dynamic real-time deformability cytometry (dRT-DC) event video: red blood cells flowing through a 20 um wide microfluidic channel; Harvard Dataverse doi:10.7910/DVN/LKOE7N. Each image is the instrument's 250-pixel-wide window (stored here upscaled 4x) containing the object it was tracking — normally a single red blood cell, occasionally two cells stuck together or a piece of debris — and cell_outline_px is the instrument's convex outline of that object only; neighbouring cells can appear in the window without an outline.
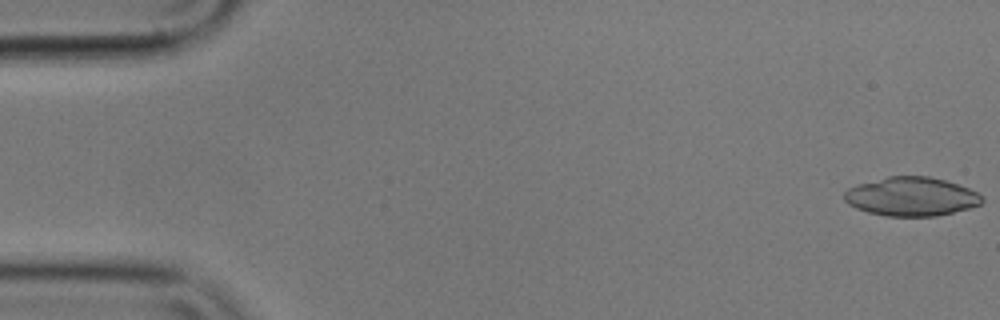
{"species": "common noctule bat (a hibernating species)", "species_latin": "Nyctalus noctula", "temperature_condition": "cold", "stored_images_in_passage": 56, "camera_frame_rate_fps": 3000, "um_per_image_px": 0.085, "animal": {"sex": "male", "body_mass_g": 17.9}, "frame": {"image": 1, "passage_image": 1, "time_ms": 0.0, "image_size_px": [1000, 320], "cell_outline_px": [[984, 200], [980, 204], [968, 208], [936, 216], [884, 216], [868, 212], [856, 208], [848, 204], [844, 200], [844, 192], [848, 188], [856, 184], [888, 176], [928, 176], [944, 180], [968, 188], [984, 196]], "centroid_in_image_um": [77.43, 16.71], "position_along_channel_um": 7.6, "area_um2": 31.15}}